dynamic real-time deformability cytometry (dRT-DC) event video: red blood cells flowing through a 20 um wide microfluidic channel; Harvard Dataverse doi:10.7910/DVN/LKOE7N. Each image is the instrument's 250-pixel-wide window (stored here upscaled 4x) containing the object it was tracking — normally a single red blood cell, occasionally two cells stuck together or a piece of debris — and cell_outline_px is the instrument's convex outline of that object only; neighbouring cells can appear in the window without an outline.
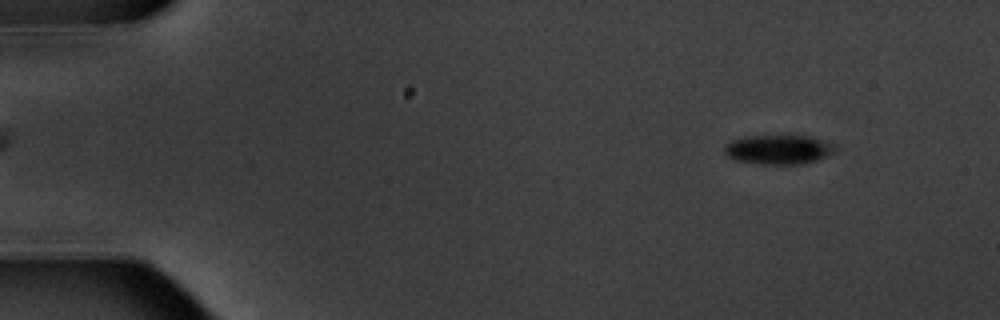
{"species": "common noctule bat (a hibernating species)", "species_latin": "Nyctalus noctula", "temperature_condition": "warm", "stored_images_in_passage": 14, "camera_frame_rate_fps": 3000, "um_per_image_px": 0.085, "animal": {"sex": "male", "body_mass_g": 20.1, "forearm_length_mm": 53.5}, "frame": {"image": 1, "passage_image": 1, "time_ms": 0.0, "image_size_px": [1000, 320], "cell_outline_px": [[840, 148], [836, 152], [816, 160], [804, 164], [764, 164], [736, 160], [728, 156], [724, 152], [724, 148], [732, 140], [744, 136], [812, 136], [836, 144]], "centroid_in_image_um": [66.26, 12.7], "position_along_channel_um": 18.7, "area_um2": 19.07}}
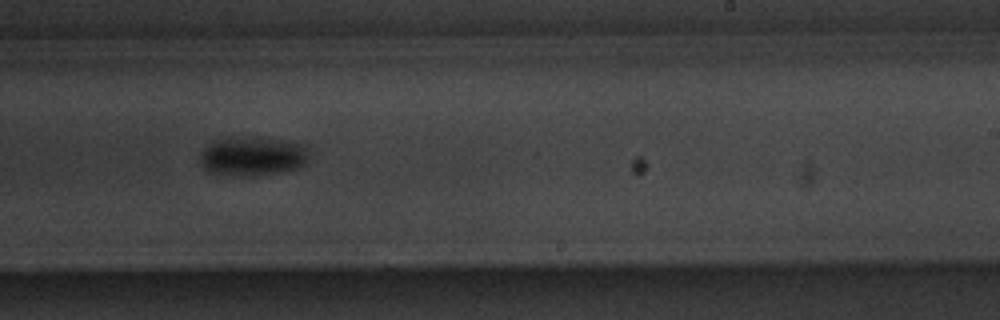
{"frame": {"image": 2, "passage_image": 9, "time_ms": 10.0, "image_size_px": [1000, 320], "cell_outline_px": [[308, 156], [304, 164], [300, 168], [256, 176], [244, 176], [208, 172], [200, 164], [200, 156], [204, 148], [208, 144], [216, 140], [228, 136], [276, 140], [300, 144], [304, 148]], "centroid_in_image_um": [21.39, 13.3], "position_along_channel_um": 267.6, "area_um2": 24.45}}
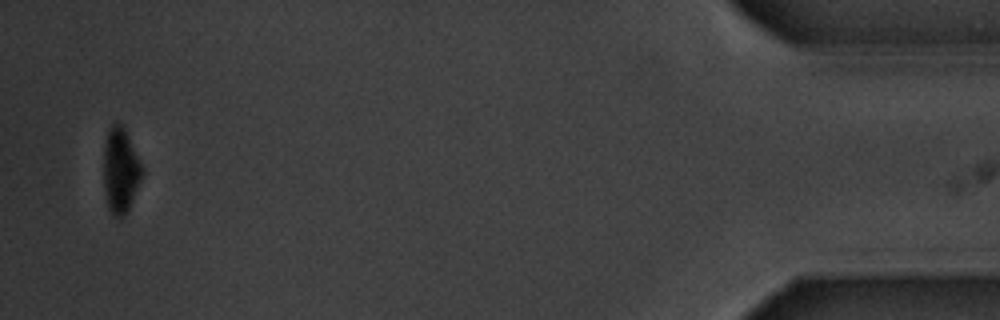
{"frame": {"image": 3, "passage_image": 14, "time_ms": 16.667, "image_size_px": [1000, 320], "cell_outline_px": [[144, 172], [128, 212], [120, 220], [112, 216], [108, 208], [104, 192], [104, 144], [108, 132], [112, 124], [120, 120], [128, 136]], "centroid_in_image_um": [10.23, 14.55], "position_along_channel_um": 425.0, "area_um2": 19.25}, "authors_computed_cell_mechanics": {"area_um2": 21.8484, "velocity_mm_per_s": 3.5323, "shape_relaxation_time_tau1_ms": 1.3057, "shape_relaxation_time_tau2_ms": null, "deformation_change_tau1": 0.1017, "deformation_change_tau2": null}}